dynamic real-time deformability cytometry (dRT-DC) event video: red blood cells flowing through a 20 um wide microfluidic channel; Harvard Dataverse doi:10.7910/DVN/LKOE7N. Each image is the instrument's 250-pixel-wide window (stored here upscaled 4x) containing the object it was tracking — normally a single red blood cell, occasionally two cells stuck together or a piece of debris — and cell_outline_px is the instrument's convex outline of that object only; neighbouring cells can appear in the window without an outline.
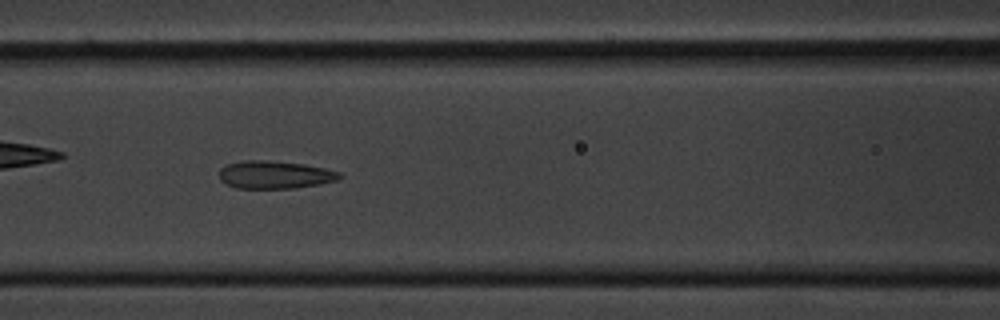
{"species": "common noctule bat (a hibernating species)", "species_latin": "Nyctalus noctula", "temperature_condition": "cold", "stored_images_in_passage": 48, "camera_frame_rate_fps": 3000, "um_per_image_px": 0.085, "animal": {"sex": "male", "body_mass_g": 20.1, "forearm_length_mm": 53.5}, "frame": {"image": 1, "passage_image": 16, "time_ms": 5.0, "image_size_px": [1000, 320], "cell_outline_px": [[344, 176], [336, 180], [320, 184], [296, 188], [236, 188], [220, 180], [220, 168], [228, 164], [244, 160], [268, 160], [304, 164], [324, 168], [340, 172]], "centroid_in_image_um": [23.38, 14.85], "position_along_channel_um": 143.2, "area_um2": 19.48}}
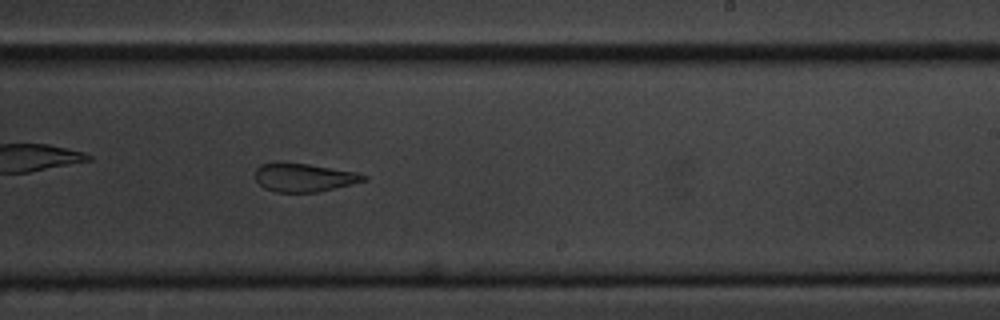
{"frame": {"image": 2, "passage_image": 26, "time_ms": 8.333, "image_size_px": [1000, 320], "cell_outline_px": [[368, 180], [352, 184], [316, 192], [276, 192], [264, 188], [256, 180], [256, 168], [260, 164], [272, 160], [284, 160], [356, 172], [368, 176]], "centroid_in_image_um": [25.78, 15.05], "position_along_channel_um": 263.2, "area_um2": 18.38}}
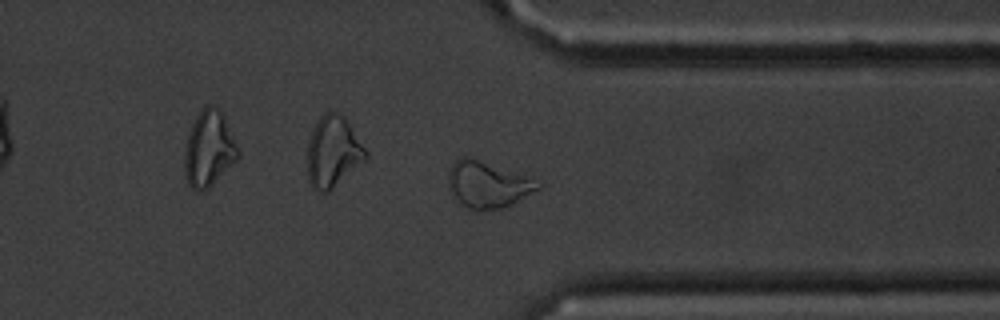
{"frame": {"image": 3, "passage_image": 35, "time_ms": 11.333, "image_size_px": [1000, 320], "cell_outline_px": [[544, 188], [504, 208], [480, 212], [468, 208], [460, 204], [452, 196], [448, 188], [448, 172], [452, 164], [460, 156], [472, 156], [528, 176], [544, 184]], "centroid_in_image_um": [41.48, 15.69], "position_along_channel_um": 369.9, "area_um2": 25.26}, "authors_computed_cell_mechanics": {"area_um2": 20.6924, "velocity_mm_per_s": 3.6126, "shape_relaxation_time_tau1_ms": null, "shape_relaxation_time_tau2_ms": 3.3465, "deformation_change_tau1": null, "deformation_change_tau2": 0.1029}}